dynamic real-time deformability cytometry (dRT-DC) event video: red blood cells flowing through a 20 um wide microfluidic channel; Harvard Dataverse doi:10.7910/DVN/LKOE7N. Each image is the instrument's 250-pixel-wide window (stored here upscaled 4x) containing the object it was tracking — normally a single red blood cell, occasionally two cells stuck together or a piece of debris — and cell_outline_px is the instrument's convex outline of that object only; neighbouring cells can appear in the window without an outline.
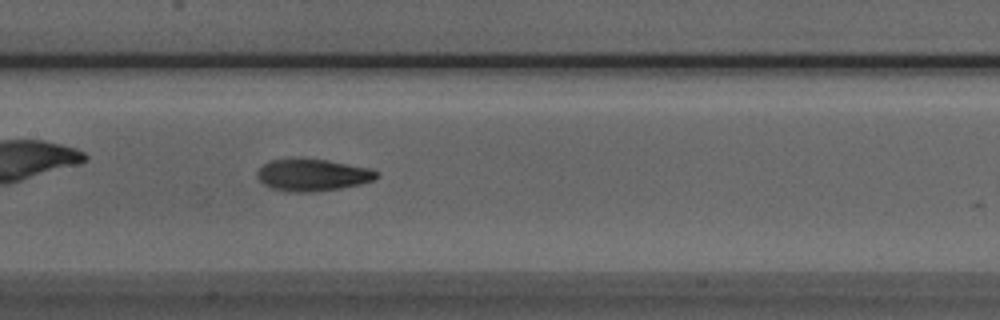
{"species": "Egyptian fruit bat (a non-hibernating species)", "species_latin": "Rousettus aegyptiacus", "temperature_condition": "room temperature", "stored_images_in_passage": 34, "camera_frame_rate_fps": 3000, "um_per_image_px": 0.085, "animal": {"sex": "male"}, "frame": {"image": 1, "passage_image": 21, "time_ms": 6.667, "image_size_px": [1000, 320], "cell_outline_px": [[380, 176], [372, 180], [360, 184], [340, 188], [312, 192], [292, 192], [272, 188], [264, 184], [256, 176], [256, 172], [268, 160], [292, 156], [328, 160], [372, 168], [380, 172]], "centroid_in_image_um": [26.56, 14.83], "position_along_channel_um": 180.8, "area_um2": 22.89}}
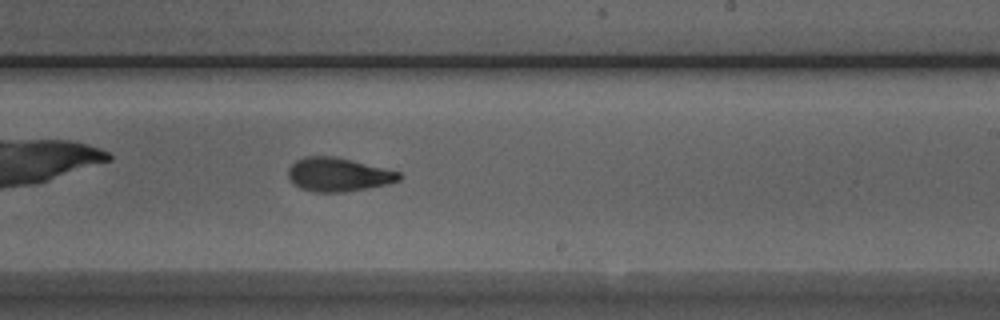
{"frame": {"image": 2, "passage_image": 27, "time_ms": 8.667, "image_size_px": [1000, 320], "cell_outline_px": [[404, 176], [400, 180], [388, 184], [344, 192], [312, 192], [300, 188], [292, 184], [288, 180], [288, 168], [296, 160], [304, 156], [332, 156], [352, 160], [400, 172]], "centroid_in_image_um": [28.72, 14.84], "position_along_channel_um": 260.3, "area_um2": 21.96}}
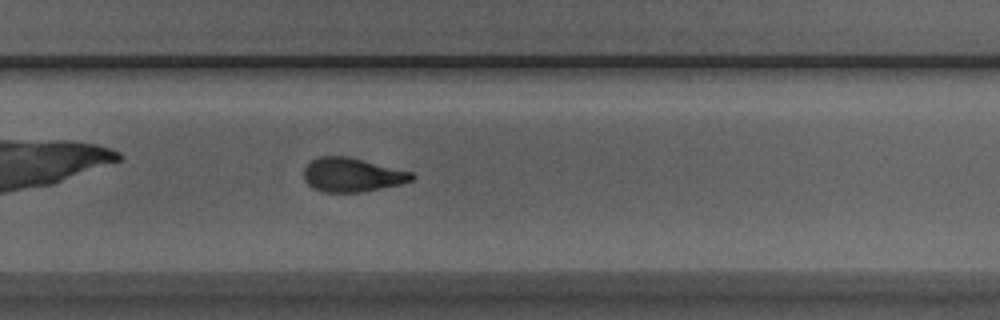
{"frame": {"image": 3, "passage_image": 30, "time_ms": 9.667, "image_size_px": [1000, 320], "cell_outline_px": [[416, 176], [412, 180], [400, 184], [364, 192], [324, 192], [312, 188], [304, 180], [304, 168], [312, 160], [320, 156], [348, 156], [412, 172]], "centroid_in_image_um": [29.92, 14.87], "position_along_channel_um": 299.9, "area_um2": 21.39}}